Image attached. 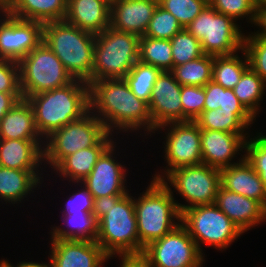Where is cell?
Returning a JSON list of instances; mask_svg holds the SVG:
<instances>
[{"mask_svg": "<svg viewBox=\"0 0 266 267\" xmlns=\"http://www.w3.org/2000/svg\"><path fill=\"white\" fill-rule=\"evenodd\" d=\"M74 186H79L80 189L73 191L69 194L65 207L61 211L64 214L81 213V211H92L94 198L92 194L87 190L82 182H74Z\"/></svg>", "mask_w": 266, "mask_h": 267, "instance_id": "43", "label": "cell"}, {"mask_svg": "<svg viewBox=\"0 0 266 267\" xmlns=\"http://www.w3.org/2000/svg\"><path fill=\"white\" fill-rule=\"evenodd\" d=\"M0 92L21 93L18 62L0 59Z\"/></svg>", "mask_w": 266, "mask_h": 267, "instance_id": "44", "label": "cell"}, {"mask_svg": "<svg viewBox=\"0 0 266 267\" xmlns=\"http://www.w3.org/2000/svg\"><path fill=\"white\" fill-rule=\"evenodd\" d=\"M34 111L35 125L45 140L55 130L80 119L89 111V84H70L26 98Z\"/></svg>", "mask_w": 266, "mask_h": 267, "instance_id": "3", "label": "cell"}, {"mask_svg": "<svg viewBox=\"0 0 266 267\" xmlns=\"http://www.w3.org/2000/svg\"><path fill=\"white\" fill-rule=\"evenodd\" d=\"M248 138L237 133L201 129L202 163L221 170L241 162L245 158L242 153H245ZM236 155H240V158Z\"/></svg>", "mask_w": 266, "mask_h": 267, "instance_id": "17", "label": "cell"}, {"mask_svg": "<svg viewBox=\"0 0 266 267\" xmlns=\"http://www.w3.org/2000/svg\"><path fill=\"white\" fill-rule=\"evenodd\" d=\"M43 174L40 170H19L0 166V202L18 206L25 198L28 200L31 193L36 192L34 190L41 189Z\"/></svg>", "mask_w": 266, "mask_h": 267, "instance_id": "23", "label": "cell"}, {"mask_svg": "<svg viewBox=\"0 0 266 267\" xmlns=\"http://www.w3.org/2000/svg\"><path fill=\"white\" fill-rule=\"evenodd\" d=\"M254 26L258 28V30L253 33L266 38V5L256 6V18L254 22Z\"/></svg>", "mask_w": 266, "mask_h": 267, "instance_id": "46", "label": "cell"}, {"mask_svg": "<svg viewBox=\"0 0 266 267\" xmlns=\"http://www.w3.org/2000/svg\"><path fill=\"white\" fill-rule=\"evenodd\" d=\"M61 217L64 225L50 227L51 239L96 241L98 221L92 211L64 214Z\"/></svg>", "mask_w": 266, "mask_h": 267, "instance_id": "29", "label": "cell"}, {"mask_svg": "<svg viewBox=\"0 0 266 267\" xmlns=\"http://www.w3.org/2000/svg\"><path fill=\"white\" fill-rule=\"evenodd\" d=\"M43 23L0 10V59L19 62L43 40Z\"/></svg>", "mask_w": 266, "mask_h": 267, "instance_id": "14", "label": "cell"}, {"mask_svg": "<svg viewBox=\"0 0 266 267\" xmlns=\"http://www.w3.org/2000/svg\"><path fill=\"white\" fill-rule=\"evenodd\" d=\"M11 0H0V7L5 8Z\"/></svg>", "mask_w": 266, "mask_h": 267, "instance_id": "50", "label": "cell"}, {"mask_svg": "<svg viewBox=\"0 0 266 267\" xmlns=\"http://www.w3.org/2000/svg\"><path fill=\"white\" fill-rule=\"evenodd\" d=\"M181 224L203 255L202 244L223 251L243 235L215 204L197 205L184 210L181 213Z\"/></svg>", "mask_w": 266, "mask_h": 267, "instance_id": "8", "label": "cell"}, {"mask_svg": "<svg viewBox=\"0 0 266 267\" xmlns=\"http://www.w3.org/2000/svg\"><path fill=\"white\" fill-rule=\"evenodd\" d=\"M239 102L256 119L262 110L261 103L266 95V83L250 67L232 89Z\"/></svg>", "mask_w": 266, "mask_h": 267, "instance_id": "30", "label": "cell"}, {"mask_svg": "<svg viewBox=\"0 0 266 267\" xmlns=\"http://www.w3.org/2000/svg\"><path fill=\"white\" fill-rule=\"evenodd\" d=\"M114 140L99 156L93 170L81 181L93 198L125 195L127 189V170L124 163L118 162L116 145ZM117 154V155H116ZM126 185V186H125Z\"/></svg>", "mask_w": 266, "mask_h": 267, "instance_id": "15", "label": "cell"}, {"mask_svg": "<svg viewBox=\"0 0 266 267\" xmlns=\"http://www.w3.org/2000/svg\"><path fill=\"white\" fill-rule=\"evenodd\" d=\"M16 267V265H13L9 260L7 259H2L0 260V267Z\"/></svg>", "mask_w": 266, "mask_h": 267, "instance_id": "49", "label": "cell"}, {"mask_svg": "<svg viewBox=\"0 0 266 267\" xmlns=\"http://www.w3.org/2000/svg\"><path fill=\"white\" fill-rule=\"evenodd\" d=\"M256 6L266 5V0H254Z\"/></svg>", "mask_w": 266, "mask_h": 267, "instance_id": "51", "label": "cell"}, {"mask_svg": "<svg viewBox=\"0 0 266 267\" xmlns=\"http://www.w3.org/2000/svg\"><path fill=\"white\" fill-rule=\"evenodd\" d=\"M254 121L256 119L249 112H231L221 108L204 110L195 120L200 129L237 133L240 136H251L248 133Z\"/></svg>", "mask_w": 266, "mask_h": 267, "instance_id": "28", "label": "cell"}, {"mask_svg": "<svg viewBox=\"0 0 266 267\" xmlns=\"http://www.w3.org/2000/svg\"><path fill=\"white\" fill-rule=\"evenodd\" d=\"M241 28L231 17L208 4L185 29L200 41L204 54L229 56L243 49L245 33Z\"/></svg>", "mask_w": 266, "mask_h": 267, "instance_id": "7", "label": "cell"}, {"mask_svg": "<svg viewBox=\"0 0 266 267\" xmlns=\"http://www.w3.org/2000/svg\"><path fill=\"white\" fill-rule=\"evenodd\" d=\"M255 135L251 134L246 140L244 154L266 188V135L262 131H257Z\"/></svg>", "mask_w": 266, "mask_h": 267, "instance_id": "41", "label": "cell"}, {"mask_svg": "<svg viewBox=\"0 0 266 267\" xmlns=\"http://www.w3.org/2000/svg\"><path fill=\"white\" fill-rule=\"evenodd\" d=\"M119 267H151L142 256L119 257Z\"/></svg>", "mask_w": 266, "mask_h": 267, "instance_id": "47", "label": "cell"}, {"mask_svg": "<svg viewBox=\"0 0 266 267\" xmlns=\"http://www.w3.org/2000/svg\"><path fill=\"white\" fill-rule=\"evenodd\" d=\"M44 145L45 140L0 139V166L45 171Z\"/></svg>", "mask_w": 266, "mask_h": 267, "instance_id": "21", "label": "cell"}, {"mask_svg": "<svg viewBox=\"0 0 266 267\" xmlns=\"http://www.w3.org/2000/svg\"><path fill=\"white\" fill-rule=\"evenodd\" d=\"M229 56H213L212 81L225 89H233L243 73L249 68L246 52L242 49Z\"/></svg>", "mask_w": 266, "mask_h": 267, "instance_id": "31", "label": "cell"}, {"mask_svg": "<svg viewBox=\"0 0 266 267\" xmlns=\"http://www.w3.org/2000/svg\"><path fill=\"white\" fill-rule=\"evenodd\" d=\"M21 99H23L22 93L0 92V121L6 115V113Z\"/></svg>", "mask_w": 266, "mask_h": 267, "instance_id": "45", "label": "cell"}, {"mask_svg": "<svg viewBox=\"0 0 266 267\" xmlns=\"http://www.w3.org/2000/svg\"><path fill=\"white\" fill-rule=\"evenodd\" d=\"M173 56V68L191 60L197 59L204 53L200 41L185 28L170 39Z\"/></svg>", "mask_w": 266, "mask_h": 267, "instance_id": "36", "label": "cell"}, {"mask_svg": "<svg viewBox=\"0 0 266 267\" xmlns=\"http://www.w3.org/2000/svg\"><path fill=\"white\" fill-rule=\"evenodd\" d=\"M180 98L183 108V121H195L204 111V87L192 85L182 86Z\"/></svg>", "mask_w": 266, "mask_h": 267, "instance_id": "42", "label": "cell"}, {"mask_svg": "<svg viewBox=\"0 0 266 267\" xmlns=\"http://www.w3.org/2000/svg\"><path fill=\"white\" fill-rule=\"evenodd\" d=\"M209 5L218 13L228 15L236 22L241 19L253 26L256 18L254 0H211Z\"/></svg>", "mask_w": 266, "mask_h": 267, "instance_id": "39", "label": "cell"}, {"mask_svg": "<svg viewBox=\"0 0 266 267\" xmlns=\"http://www.w3.org/2000/svg\"><path fill=\"white\" fill-rule=\"evenodd\" d=\"M161 72L157 67L138 60L124 79L132 93L149 104L153 86Z\"/></svg>", "mask_w": 266, "mask_h": 267, "instance_id": "34", "label": "cell"}, {"mask_svg": "<svg viewBox=\"0 0 266 267\" xmlns=\"http://www.w3.org/2000/svg\"><path fill=\"white\" fill-rule=\"evenodd\" d=\"M89 110L101 120L109 133L116 134V138L118 133L134 131L144 132L143 136L153 135L148 104L132 93L124 78L90 82Z\"/></svg>", "mask_w": 266, "mask_h": 267, "instance_id": "1", "label": "cell"}, {"mask_svg": "<svg viewBox=\"0 0 266 267\" xmlns=\"http://www.w3.org/2000/svg\"><path fill=\"white\" fill-rule=\"evenodd\" d=\"M0 139L44 140L27 99L19 100L0 121Z\"/></svg>", "mask_w": 266, "mask_h": 267, "instance_id": "26", "label": "cell"}, {"mask_svg": "<svg viewBox=\"0 0 266 267\" xmlns=\"http://www.w3.org/2000/svg\"><path fill=\"white\" fill-rule=\"evenodd\" d=\"M105 3H107L110 7L115 4L118 0H103Z\"/></svg>", "mask_w": 266, "mask_h": 267, "instance_id": "52", "label": "cell"}, {"mask_svg": "<svg viewBox=\"0 0 266 267\" xmlns=\"http://www.w3.org/2000/svg\"><path fill=\"white\" fill-rule=\"evenodd\" d=\"M92 214L98 221L96 242L111 259L139 256L137 217L131 193L95 198Z\"/></svg>", "mask_w": 266, "mask_h": 267, "instance_id": "2", "label": "cell"}, {"mask_svg": "<svg viewBox=\"0 0 266 267\" xmlns=\"http://www.w3.org/2000/svg\"><path fill=\"white\" fill-rule=\"evenodd\" d=\"M161 181L187 202L181 204L176 201L180 213L193 206L214 204L221 186L220 170L203 163L176 168Z\"/></svg>", "mask_w": 266, "mask_h": 267, "instance_id": "11", "label": "cell"}, {"mask_svg": "<svg viewBox=\"0 0 266 267\" xmlns=\"http://www.w3.org/2000/svg\"><path fill=\"white\" fill-rule=\"evenodd\" d=\"M114 136L108 133L97 145L65 157L52 171L61 181H69L68 184L83 181L93 170L102 152L116 139Z\"/></svg>", "mask_w": 266, "mask_h": 267, "instance_id": "25", "label": "cell"}, {"mask_svg": "<svg viewBox=\"0 0 266 267\" xmlns=\"http://www.w3.org/2000/svg\"><path fill=\"white\" fill-rule=\"evenodd\" d=\"M181 88L171 71H162L158 76L148 104L153 122V134L159 126L183 121Z\"/></svg>", "mask_w": 266, "mask_h": 267, "instance_id": "16", "label": "cell"}, {"mask_svg": "<svg viewBox=\"0 0 266 267\" xmlns=\"http://www.w3.org/2000/svg\"><path fill=\"white\" fill-rule=\"evenodd\" d=\"M205 102L204 110L221 108L231 112H248L239 102L232 89H225L213 81L204 86Z\"/></svg>", "mask_w": 266, "mask_h": 267, "instance_id": "35", "label": "cell"}, {"mask_svg": "<svg viewBox=\"0 0 266 267\" xmlns=\"http://www.w3.org/2000/svg\"><path fill=\"white\" fill-rule=\"evenodd\" d=\"M174 193L161 181L152 179L146 190L134 197L139 256L144 248L181 224V213Z\"/></svg>", "mask_w": 266, "mask_h": 267, "instance_id": "4", "label": "cell"}, {"mask_svg": "<svg viewBox=\"0 0 266 267\" xmlns=\"http://www.w3.org/2000/svg\"><path fill=\"white\" fill-rule=\"evenodd\" d=\"M18 64L23 99L64 87L74 81L65 66L44 42L22 58Z\"/></svg>", "mask_w": 266, "mask_h": 267, "instance_id": "10", "label": "cell"}, {"mask_svg": "<svg viewBox=\"0 0 266 267\" xmlns=\"http://www.w3.org/2000/svg\"><path fill=\"white\" fill-rule=\"evenodd\" d=\"M204 1L207 2V3L209 4L211 0H204Z\"/></svg>", "mask_w": 266, "mask_h": 267, "instance_id": "53", "label": "cell"}, {"mask_svg": "<svg viewBox=\"0 0 266 267\" xmlns=\"http://www.w3.org/2000/svg\"><path fill=\"white\" fill-rule=\"evenodd\" d=\"M49 262V263H48ZM48 262H33V261H19V263L17 262V266L16 267H51V263H50V260L48 259Z\"/></svg>", "mask_w": 266, "mask_h": 267, "instance_id": "48", "label": "cell"}, {"mask_svg": "<svg viewBox=\"0 0 266 267\" xmlns=\"http://www.w3.org/2000/svg\"><path fill=\"white\" fill-rule=\"evenodd\" d=\"M159 5L170 12L186 28L208 5L204 0H159Z\"/></svg>", "mask_w": 266, "mask_h": 267, "instance_id": "38", "label": "cell"}, {"mask_svg": "<svg viewBox=\"0 0 266 267\" xmlns=\"http://www.w3.org/2000/svg\"><path fill=\"white\" fill-rule=\"evenodd\" d=\"M140 36L112 27L95 34L91 82L124 78L139 58Z\"/></svg>", "mask_w": 266, "mask_h": 267, "instance_id": "6", "label": "cell"}, {"mask_svg": "<svg viewBox=\"0 0 266 267\" xmlns=\"http://www.w3.org/2000/svg\"><path fill=\"white\" fill-rule=\"evenodd\" d=\"M141 256L151 267H203L205 264V256L182 224L150 243Z\"/></svg>", "mask_w": 266, "mask_h": 267, "instance_id": "13", "label": "cell"}, {"mask_svg": "<svg viewBox=\"0 0 266 267\" xmlns=\"http://www.w3.org/2000/svg\"><path fill=\"white\" fill-rule=\"evenodd\" d=\"M183 29L176 17L158 4L144 36L170 40Z\"/></svg>", "mask_w": 266, "mask_h": 267, "instance_id": "37", "label": "cell"}, {"mask_svg": "<svg viewBox=\"0 0 266 267\" xmlns=\"http://www.w3.org/2000/svg\"><path fill=\"white\" fill-rule=\"evenodd\" d=\"M159 0H118L111 6L110 27L144 36Z\"/></svg>", "mask_w": 266, "mask_h": 267, "instance_id": "20", "label": "cell"}, {"mask_svg": "<svg viewBox=\"0 0 266 267\" xmlns=\"http://www.w3.org/2000/svg\"><path fill=\"white\" fill-rule=\"evenodd\" d=\"M51 267H104L111 259L96 241L50 239Z\"/></svg>", "mask_w": 266, "mask_h": 267, "instance_id": "18", "label": "cell"}, {"mask_svg": "<svg viewBox=\"0 0 266 267\" xmlns=\"http://www.w3.org/2000/svg\"><path fill=\"white\" fill-rule=\"evenodd\" d=\"M108 133L101 120L89 110L45 139L44 168L49 166L53 170L65 157L97 145Z\"/></svg>", "mask_w": 266, "mask_h": 267, "instance_id": "9", "label": "cell"}, {"mask_svg": "<svg viewBox=\"0 0 266 267\" xmlns=\"http://www.w3.org/2000/svg\"><path fill=\"white\" fill-rule=\"evenodd\" d=\"M243 50L246 52L249 67L266 83V38L253 32L246 33Z\"/></svg>", "mask_w": 266, "mask_h": 267, "instance_id": "40", "label": "cell"}, {"mask_svg": "<svg viewBox=\"0 0 266 267\" xmlns=\"http://www.w3.org/2000/svg\"><path fill=\"white\" fill-rule=\"evenodd\" d=\"M214 204L230 218L242 233L266 222V209L258 201L221 186Z\"/></svg>", "mask_w": 266, "mask_h": 267, "instance_id": "19", "label": "cell"}, {"mask_svg": "<svg viewBox=\"0 0 266 267\" xmlns=\"http://www.w3.org/2000/svg\"><path fill=\"white\" fill-rule=\"evenodd\" d=\"M111 7L103 0H67L65 21L93 34L110 26Z\"/></svg>", "mask_w": 266, "mask_h": 267, "instance_id": "24", "label": "cell"}, {"mask_svg": "<svg viewBox=\"0 0 266 267\" xmlns=\"http://www.w3.org/2000/svg\"><path fill=\"white\" fill-rule=\"evenodd\" d=\"M213 56L203 54L197 59L175 66L171 71L181 86H205L212 81Z\"/></svg>", "mask_w": 266, "mask_h": 267, "instance_id": "33", "label": "cell"}, {"mask_svg": "<svg viewBox=\"0 0 266 267\" xmlns=\"http://www.w3.org/2000/svg\"><path fill=\"white\" fill-rule=\"evenodd\" d=\"M4 9L14 17L45 24L65 19L67 0H11Z\"/></svg>", "mask_w": 266, "mask_h": 267, "instance_id": "27", "label": "cell"}, {"mask_svg": "<svg viewBox=\"0 0 266 267\" xmlns=\"http://www.w3.org/2000/svg\"><path fill=\"white\" fill-rule=\"evenodd\" d=\"M220 184L224 189L258 201L266 209V188L246 158L221 169Z\"/></svg>", "mask_w": 266, "mask_h": 267, "instance_id": "22", "label": "cell"}, {"mask_svg": "<svg viewBox=\"0 0 266 267\" xmlns=\"http://www.w3.org/2000/svg\"><path fill=\"white\" fill-rule=\"evenodd\" d=\"M138 60L161 71H172L173 56L170 40L141 36Z\"/></svg>", "mask_w": 266, "mask_h": 267, "instance_id": "32", "label": "cell"}, {"mask_svg": "<svg viewBox=\"0 0 266 267\" xmlns=\"http://www.w3.org/2000/svg\"><path fill=\"white\" fill-rule=\"evenodd\" d=\"M162 136L166 167L152 176L151 179L162 180L170 171L183 167L202 164L201 129L195 121L171 122L155 129L154 135ZM166 130V131H165ZM165 146V147H164ZM161 173V174H160Z\"/></svg>", "mask_w": 266, "mask_h": 267, "instance_id": "12", "label": "cell"}, {"mask_svg": "<svg viewBox=\"0 0 266 267\" xmlns=\"http://www.w3.org/2000/svg\"><path fill=\"white\" fill-rule=\"evenodd\" d=\"M74 80L91 82L95 34L65 20L43 25V40Z\"/></svg>", "mask_w": 266, "mask_h": 267, "instance_id": "5", "label": "cell"}]
</instances>
